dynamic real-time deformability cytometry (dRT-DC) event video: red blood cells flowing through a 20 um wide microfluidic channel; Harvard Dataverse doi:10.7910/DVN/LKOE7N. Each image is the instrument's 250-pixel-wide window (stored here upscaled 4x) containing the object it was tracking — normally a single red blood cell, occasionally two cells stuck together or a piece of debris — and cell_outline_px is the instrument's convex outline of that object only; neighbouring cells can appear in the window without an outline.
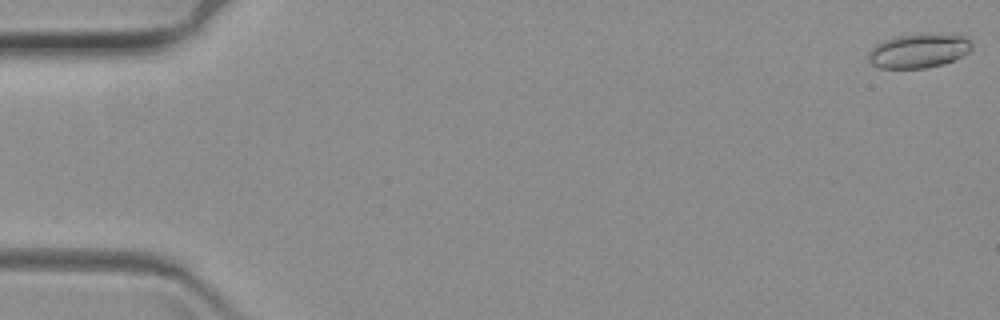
{"species": "common noctule bat (a hibernating species)", "species_latin": "Nyctalus noctula", "temperature_condition": "warm", "stored_images_in_passage": 63, "camera_frame_rate_fps": 3000, "um_per_image_px": 0.085, "animal": {"sex": "female", "body_mass_g": 19.3, "forearm_length_mm": 54.1}, "frame": {"image": 1, "passage_image": 1, "time_ms": 0.0, "image_size_px": [1000, 320], "cell_outline_px": [[972, 48], [968, 52], [944, 64], [924, 68], [880, 68], [872, 64], [868, 60], [868, 52], [876, 44], [884, 40], [896, 36], [964, 36], [972, 44]], "centroid_in_image_um": [78.02, 4.36], "position_along_channel_um": 7.0, "area_um2": 19.77}}
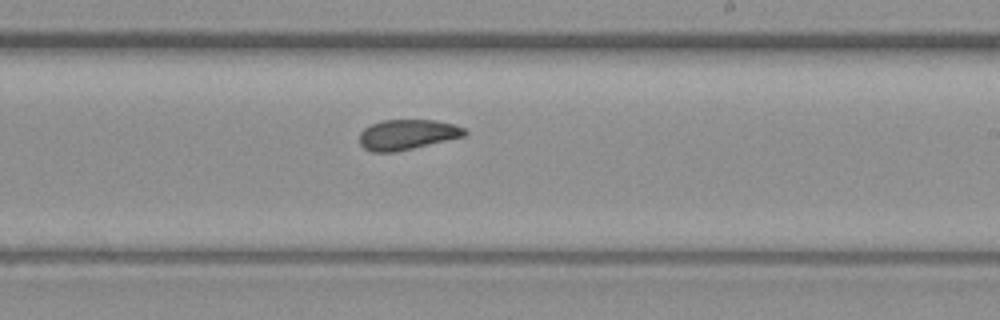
{"frame": {"image": 2, "passage_image": 38, "time_ms": 12.333, "image_size_px": [1000, 320], "cell_outline_px": [[468, 132], [464, 136], [396, 152], [372, 152], [364, 148], [360, 144], [360, 132], [364, 128], [380, 120], [432, 120], [452, 124], [464, 128]], "centroid_in_image_um": [34.58, 11.44], "position_along_channel_um": 254.4, "area_um2": 18.38}}
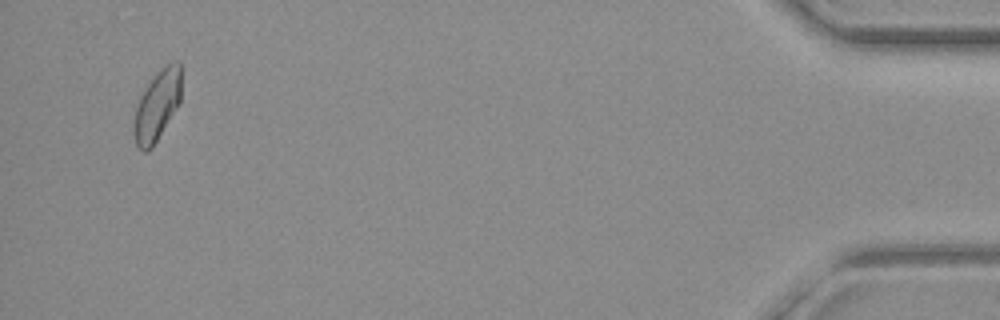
{"frame": {"image": 3, "passage_image": 61, "time_ms": 20.0, "image_size_px": [1000, 320], "cell_outline_px": [[180, 104], [152, 148], [148, 152], [144, 152], [136, 148], [132, 132], [132, 124], [136, 108], [140, 96], [148, 84], [160, 68], [172, 60], [180, 60]], "centroid_in_image_um": [13.33, 9.01], "position_along_channel_um": 421.9, "area_um2": 19.83}}